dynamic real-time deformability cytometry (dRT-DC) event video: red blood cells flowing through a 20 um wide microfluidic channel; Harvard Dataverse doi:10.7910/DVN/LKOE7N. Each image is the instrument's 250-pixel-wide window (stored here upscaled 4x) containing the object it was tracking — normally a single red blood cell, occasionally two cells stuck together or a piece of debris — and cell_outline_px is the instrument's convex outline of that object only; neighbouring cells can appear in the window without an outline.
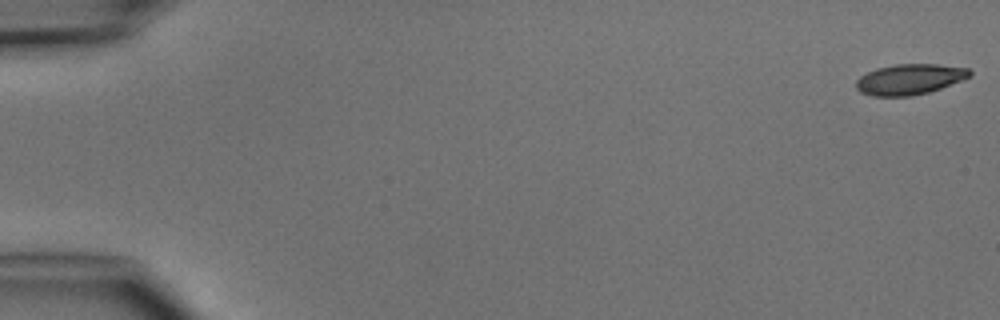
{"species": "common noctule bat (a hibernating species)", "species_latin": "Nyctalus noctula", "temperature_condition": "cold", "stored_images_in_passage": 5, "camera_frame_rate_fps": 3000, "um_per_image_px": 0.085, "animal": {"sex": "male", "body_mass_g": 15.6}, "frame": {"image": 1, "passage_image": 1, "time_ms": 0.0, "image_size_px": [1000, 320], "cell_outline_px": [[972, 76], [940, 88], [928, 92], [912, 96], [872, 96], [860, 92], [856, 88], [856, 80], [860, 76], [876, 68], [896, 64], [940, 64], [968, 68], [972, 72]], "centroid_in_image_um": [77.31, 6.73], "position_along_channel_um": 7.7, "area_um2": 20.29}}
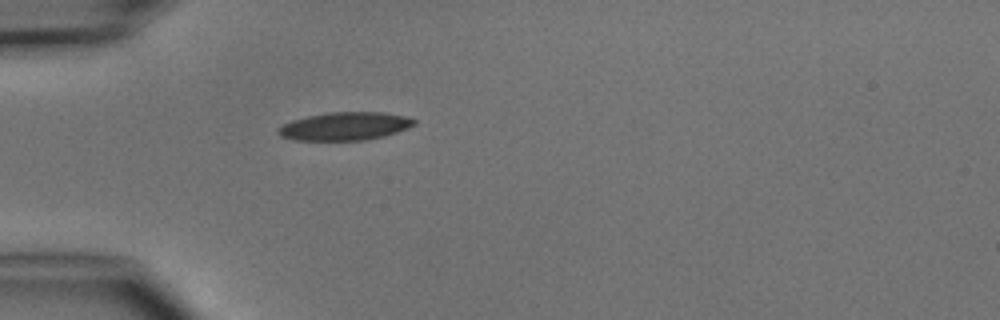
{"frame": {"image": 2, "passage_image": 5, "time_ms": 4.667, "image_size_px": [1000, 320], "cell_outline_px": [[416, 124], [408, 128], [384, 136], [368, 140], [296, 140], [280, 136], [276, 132], [276, 128], [292, 120], [308, 116], [328, 112], [384, 112], [404, 116], [416, 120]], "centroid_in_image_um": [29.31, 10.73], "position_along_channel_um": 55.7, "area_um2": 22.31}}